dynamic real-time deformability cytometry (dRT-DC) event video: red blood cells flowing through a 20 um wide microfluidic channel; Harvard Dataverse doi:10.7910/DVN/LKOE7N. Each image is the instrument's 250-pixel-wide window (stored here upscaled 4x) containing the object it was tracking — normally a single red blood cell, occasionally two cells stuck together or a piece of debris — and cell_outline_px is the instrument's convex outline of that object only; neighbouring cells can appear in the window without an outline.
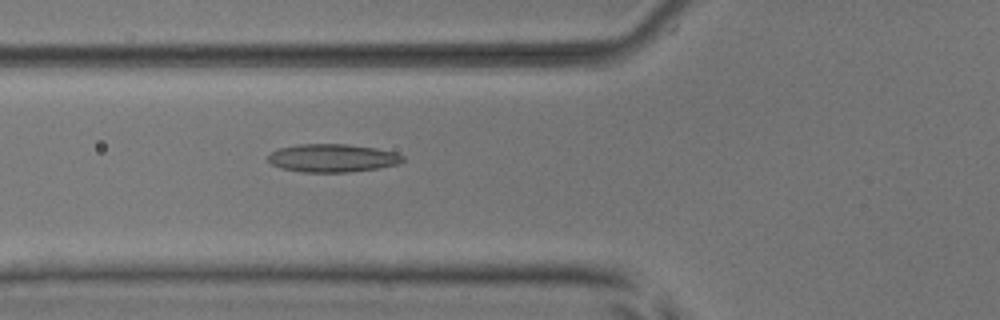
{"species": "common noctule bat (a hibernating species)", "species_latin": "Nyctalus noctula", "temperature_condition": "room temperature", "stored_images_in_passage": 6, "camera_frame_rate_fps": 3000, "um_per_image_px": 0.085, "animal": {"sex": "male", "body_mass_g": 17.9, "forearm_length_mm": 54.2}, "frame": {"image": 1, "passage_image": 6, "time_ms": 5.667, "image_size_px": [1000, 320], "cell_outline_px": [[404, 160], [400, 164], [380, 168], [348, 172], [304, 172], [280, 168], [272, 164], [268, 160], [268, 156], [272, 152], [280, 148], [296, 144], [348, 144], [376, 148], [396, 152], [404, 156]], "centroid_in_image_um": [28.3, 13.43], "position_along_channel_um": 97.5, "area_um2": 22.2}}